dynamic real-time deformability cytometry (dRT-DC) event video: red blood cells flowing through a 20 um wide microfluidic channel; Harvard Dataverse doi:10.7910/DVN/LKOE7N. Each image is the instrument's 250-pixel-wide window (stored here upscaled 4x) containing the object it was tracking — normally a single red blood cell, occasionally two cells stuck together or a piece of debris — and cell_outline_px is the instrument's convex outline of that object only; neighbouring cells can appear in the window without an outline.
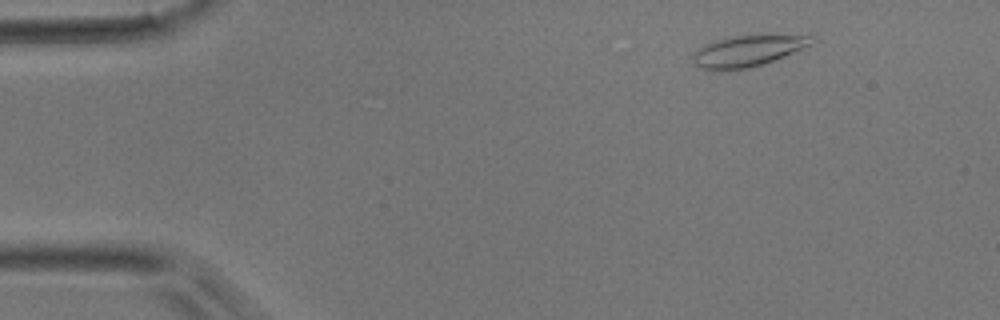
{"species": "common noctule bat (a hibernating species)", "species_latin": "Nyctalus noctula", "temperature_condition": "room temperature", "stored_images_in_passage": 49, "camera_frame_rate_fps": 3000, "um_per_image_px": 0.085, "animal": {"sex": "male", "body_mass_g": 17.9}, "frame": {"image": 1, "passage_image": 5, "time_ms": 1.333, "image_size_px": [1000, 320], "cell_outline_px": [[816, 40], [812, 44], [784, 56], [764, 64], [732, 72], [716, 72], [700, 68], [692, 60], [692, 56], [704, 44], [728, 36], [812, 36]], "centroid_in_image_um": [63.47, 4.38], "position_along_channel_um": 21.5, "area_um2": 21.62}}
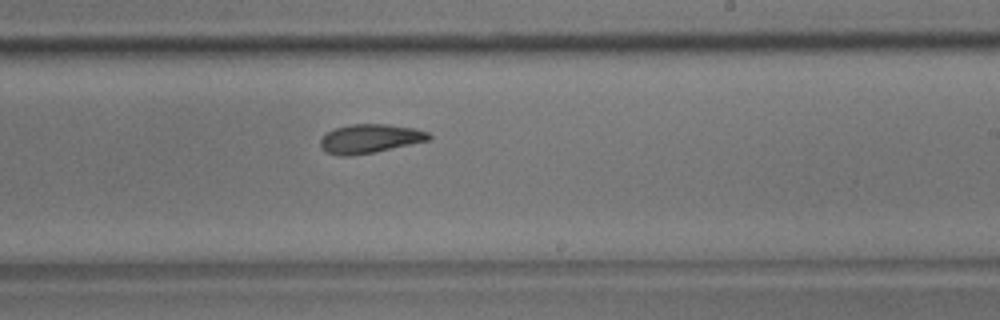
{"frame": {"image": 2, "passage_image": 29, "time_ms": 9.333, "image_size_px": [1000, 320], "cell_outline_px": [[432, 140], [376, 152], [352, 156], [340, 156], [328, 152], [320, 148], [320, 140], [328, 132], [336, 128], [352, 124], [388, 124], [416, 128], [428, 132], [432, 136]], "centroid_in_image_um": [31.5, 11.79], "position_along_channel_um": 257.5, "area_um2": 18.5}}
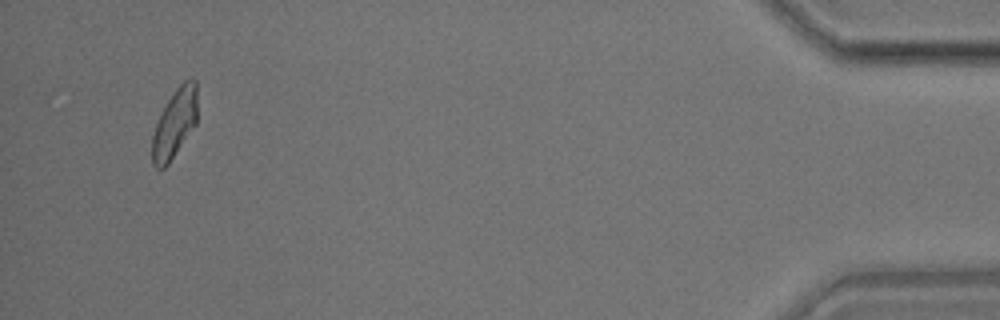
{"frame": {"image": 3, "passage_image": 47, "time_ms": 15.333, "image_size_px": [1000, 320], "cell_outline_px": [[196, 124], [168, 164], [164, 168], [156, 168], [152, 164], [152, 136], [156, 124], [168, 100], [176, 88], [184, 80], [196, 80]], "centroid_in_image_um": [14.83, 10.52], "position_along_channel_um": 420.4, "area_um2": 17.74}}